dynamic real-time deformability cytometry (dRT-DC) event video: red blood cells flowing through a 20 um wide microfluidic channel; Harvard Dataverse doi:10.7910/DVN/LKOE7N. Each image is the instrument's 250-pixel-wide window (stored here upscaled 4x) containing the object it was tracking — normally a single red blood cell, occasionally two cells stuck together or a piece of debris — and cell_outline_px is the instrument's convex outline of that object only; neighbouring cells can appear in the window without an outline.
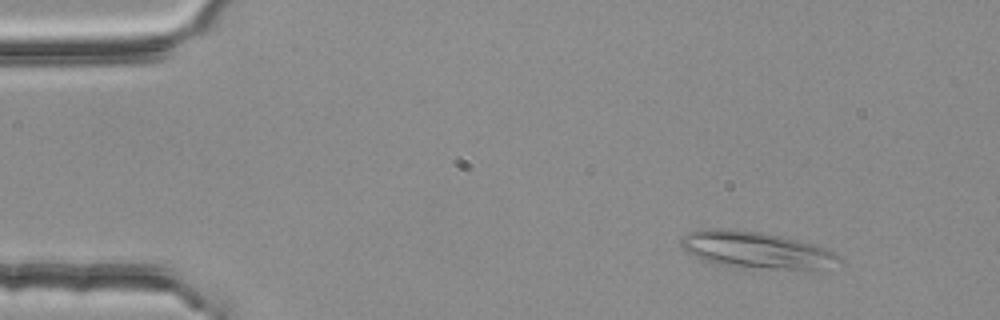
{"species": "common noctule bat (a hibernating species)", "species_latin": "Nyctalus noctula", "temperature_condition": "room temperature", "stored_images_in_passage": 53, "camera_frame_rate_fps": 3000, "um_per_image_px": 0.085, "animal": {"sex": "female", "body_mass_g": 25.1}, "frame": {"image": 1, "passage_image": 6, "time_ms": 1.667, "image_size_px": [1000, 320], "cell_outline_px": [[840, 260], [816, 268], [772, 268], [720, 264], [704, 260], [688, 252], [680, 244], [680, 240], [688, 232], [704, 228], [720, 228], [760, 232], [824, 248], [836, 252], [840, 256]], "centroid_in_image_um": [64.14, 21.21], "position_along_channel_um": 20.9, "area_um2": 32.08}}
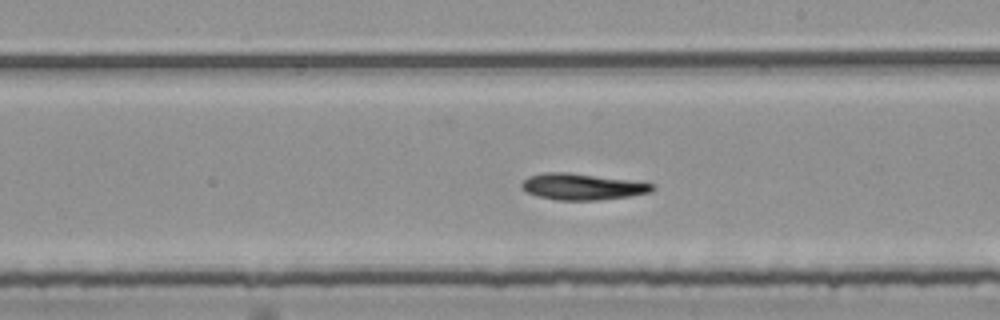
{"frame": {"image": 2, "passage_image": 31, "time_ms": 10.0, "image_size_px": [1000, 320], "cell_outline_px": [[656, 188], [652, 192], [632, 196], [596, 200], [556, 200], [536, 196], [528, 192], [520, 184], [528, 176], [544, 172], [568, 172], [628, 180], [652, 184]], "centroid_in_image_um": [49.48, 15.87], "position_along_channel_um": 239.5, "area_um2": 19.94}}
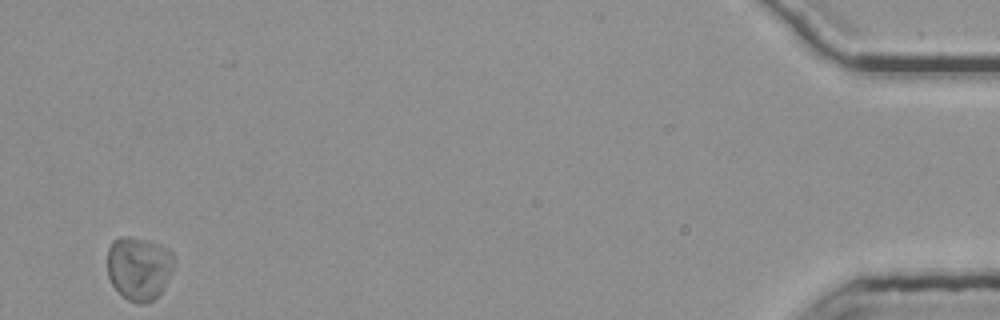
{"frame": {"image": 3, "passage_image": 53, "time_ms": 17.333, "image_size_px": [1000, 320], "cell_outline_px": [[176, 260], [164, 288], [148, 304], [140, 304], [128, 300], [112, 284], [108, 276], [108, 248], [112, 240], [120, 236], [128, 236], [152, 240], [168, 248], [172, 252]], "centroid_in_image_um": [11.83, 22.75], "position_along_channel_um": 423.4, "area_um2": 25.03}, "authors_computed_cell_mechanics": {"area_um2": 21.8484, "velocity_mm_per_s": 3.7057, "shape_relaxation_time_tau1_ms": 5.7096, "shape_relaxation_time_tau2_ms": null, "deformation_change_tau1": 0.1186, "deformation_change_tau2": null}}